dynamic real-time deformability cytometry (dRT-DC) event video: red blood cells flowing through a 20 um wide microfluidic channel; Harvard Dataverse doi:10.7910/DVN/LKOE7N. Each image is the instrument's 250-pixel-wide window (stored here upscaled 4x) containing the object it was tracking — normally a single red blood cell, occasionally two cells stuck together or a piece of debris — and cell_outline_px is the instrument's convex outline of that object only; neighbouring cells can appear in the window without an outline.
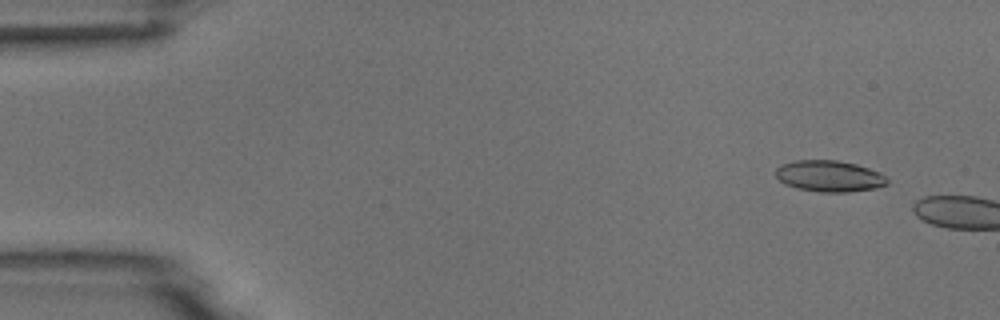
{"species": "common noctule bat (a hibernating species)", "species_latin": "Nyctalus noctula", "temperature_condition": "room temperature", "stored_images_in_passage": 2, "camera_frame_rate_fps": 3000, "um_per_image_px": 0.085, "animal": {"sex": "male", "body_mass_g": 18.8}, "frame": {"image": 1, "passage_image": 1, "time_ms": 0.0, "image_size_px": [1000, 320], "cell_outline_px": [[888, 184], [876, 188], [848, 192], [820, 192], [800, 188], [784, 184], [776, 176], [776, 168], [780, 164], [796, 160], [836, 160], [856, 164], [880, 172], [888, 180]], "centroid_in_image_um": [70.49, 14.96], "position_along_channel_um": 14.5, "area_um2": 20.29}}